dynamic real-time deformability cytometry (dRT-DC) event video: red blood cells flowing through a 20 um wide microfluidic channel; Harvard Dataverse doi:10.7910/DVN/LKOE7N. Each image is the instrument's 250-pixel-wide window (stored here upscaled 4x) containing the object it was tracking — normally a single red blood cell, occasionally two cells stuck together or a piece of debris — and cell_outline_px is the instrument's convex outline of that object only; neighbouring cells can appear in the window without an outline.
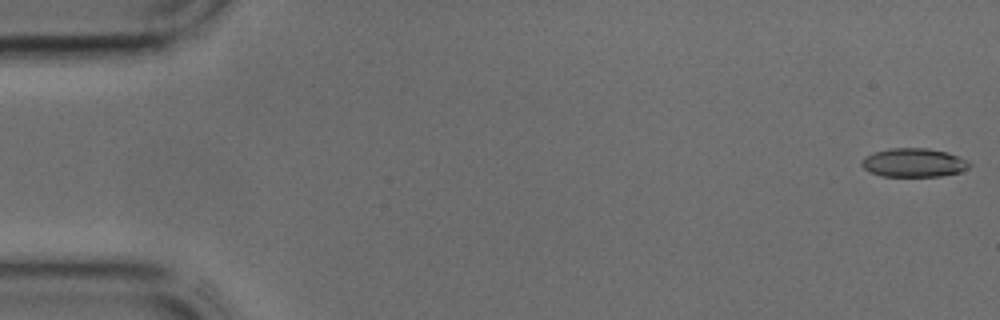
{"species": "common noctule bat (a hibernating species)", "species_latin": "Nyctalus noctula", "temperature_condition": "cold", "stored_images_in_passage": 7, "camera_frame_rate_fps": 3000, "um_per_image_px": 0.085, "animal": {"sex": "male", "body_mass_g": 17.9, "forearm_length_mm": 54.2}, "frame": {"image": 1, "passage_image": 1, "time_ms": 0.0, "image_size_px": [1000, 320], "cell_outline_px": [[972, 164], [968, 168], [960, 172], [940, 176], [880, 176], [868, 172], [860, 164], [860, 160], [864, 156], [872, 152], [888, 148], [928, 148], [948, 152], [968, 160]], "centroid_in_image_um": [77.63, 13.82], "position_along_channel_um": 7.4, "area_um2": 18.38}}